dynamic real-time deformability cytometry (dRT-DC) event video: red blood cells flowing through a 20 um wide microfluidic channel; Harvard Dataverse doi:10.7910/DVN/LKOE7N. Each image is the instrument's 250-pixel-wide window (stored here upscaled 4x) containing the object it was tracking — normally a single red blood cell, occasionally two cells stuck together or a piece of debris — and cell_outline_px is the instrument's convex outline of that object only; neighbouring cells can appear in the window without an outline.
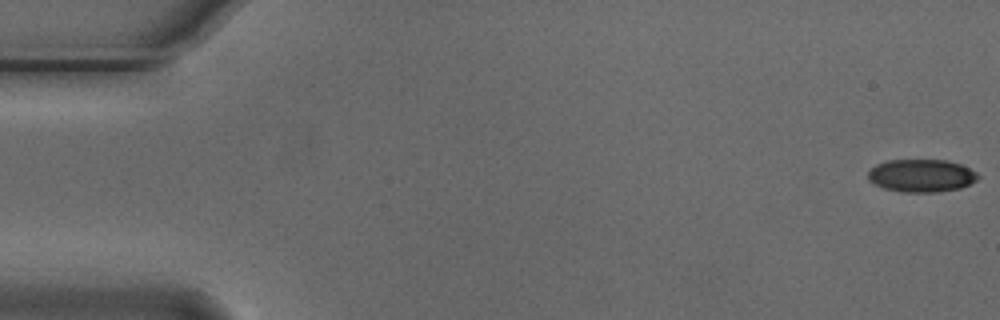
{"species": "Egyptian fruit bat (a non-hibernating species)", "species_latin": "Rousettus aegyptiacus", "temperature_condition": "cold", "stored_images_in_passage": 6, "camera_frame_rate_fps": 3000, "um_per_image_px": 0.085, "animal": {"sex": "male"}, "frame": {"image": 1, "passage_image": 1, "time_ms": 0.0, "image_size_px": [1000, 320], "cell_outline_px": [[980, 176], [976, 180], [960, 188], [936, 192], [904, 192], [884, 188], [868, 180], [868, 172], [876, 164], [888, 160], [948, 160], [960, 164], [976, 172]], "centroid_in_image_um": [78.31, 14.92], "position_along_channel_um": 6.7, "area_um2": 20.87}}
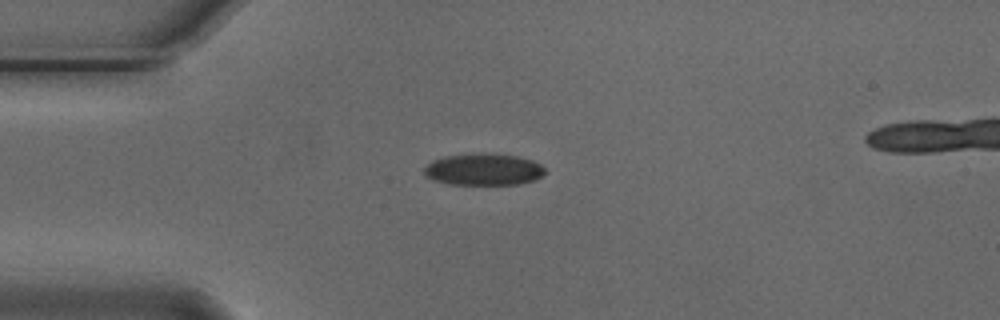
{"frame": {"image": 2, "passage_image": 4, "time_ms": 1.0, "image_size_px": [1000, 320], "cell_outline_px": [[544, 172], [536, 180], [520, 184], [448, 184], [432, 180], [424, 176], [424, 168], [432, 160], [444, 156], [516, 156], [532, 160], [540, 164], [544, 168]], "centroid_in_image_um": [41.07, 14.46], "position_along_channel_um": 43.9, "area_um2": 21.5}}
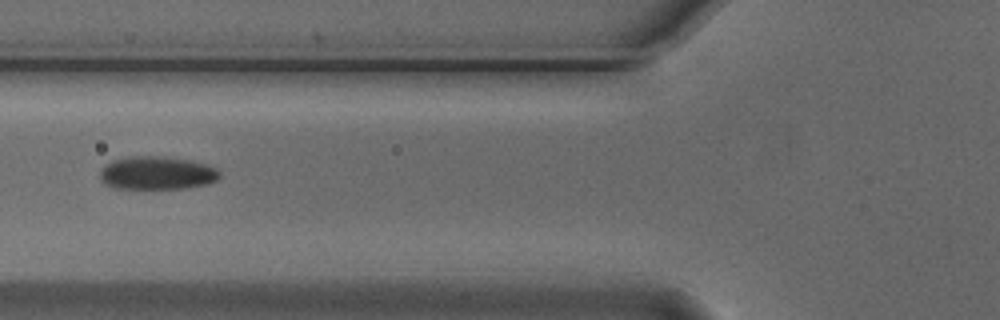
{"frame": {"image": 3, "passage_image": 6, "time_ms": 1.667, "image_size_px": [1000, 320], "cell_outline_px": [[220, 176], [216, 180], [208, 184], [184, 188], [112, 188], [104, 184], [100, 180], [100, 172], [104, 164], [112, 160], [132, 156], [156, 156], [192, 160], [216, 168], [220, 172]], "centroid_in_image_um": [13.31, 14.7], "position_along_channel_um": 112.5, "area_um2": 23.18}}